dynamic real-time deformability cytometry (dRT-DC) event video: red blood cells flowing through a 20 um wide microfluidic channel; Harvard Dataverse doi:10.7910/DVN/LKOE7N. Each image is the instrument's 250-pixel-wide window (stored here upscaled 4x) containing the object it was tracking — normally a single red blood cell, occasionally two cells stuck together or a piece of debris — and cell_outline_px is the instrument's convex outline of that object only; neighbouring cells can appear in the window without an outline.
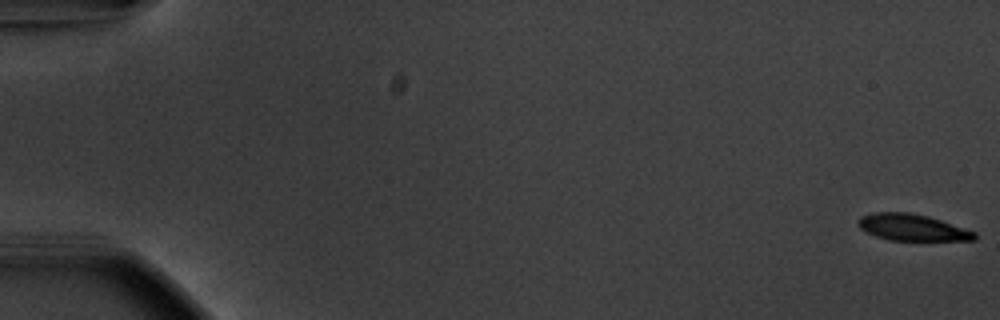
{"species": "common noctule bat (a hibernating species)", "species_latin": "Nyctalus noctula", "temperature_condition": "warm", "stored_images_in_passage": 56, "camera_frame_rate_fps": 3000, "um_per_image_px": 0.085, "animal": {"sex": "male", "body_mass_g": 20.1, "forearm_length_mm": 53.5}, "frame": {"image": 1, "passage_image": 1, "time_ms": 0.0, "image_size_px": [1000, 320], "cell_outline_px": [[976, 240], [888, 240], [876, 236], [860, 228], [856, 224], [860, 216], [872, 212], [908, 212], [928, 216], [976, 232]], "centroid_in_image_um": [77.5, 19.32], "position_along_channel_um": 7.5, "area_um2": 17.92}}
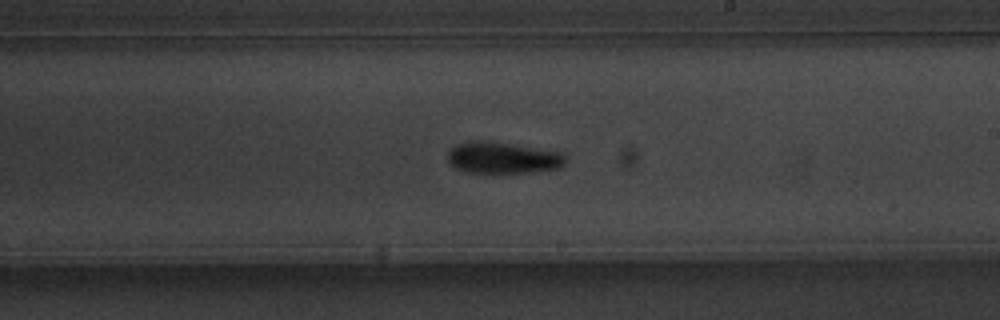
{"frame": {"image": 2, "passage_image": 34, "time_ms": 11.0, "image_size_px": [1000, 320], "cell_outline_px": [[568, 160], [560, 168], [532, 172], [468, 172], [456, 168], [448, 160], [448, 152], [452, 148], [460, 144], [476, 140], [484, 140], [512, 144], [560, 152]], "centroid_in_image_um": [42.77, 13.41], "position_along_channel_um": 246.2, "area_um2": 21.27}}
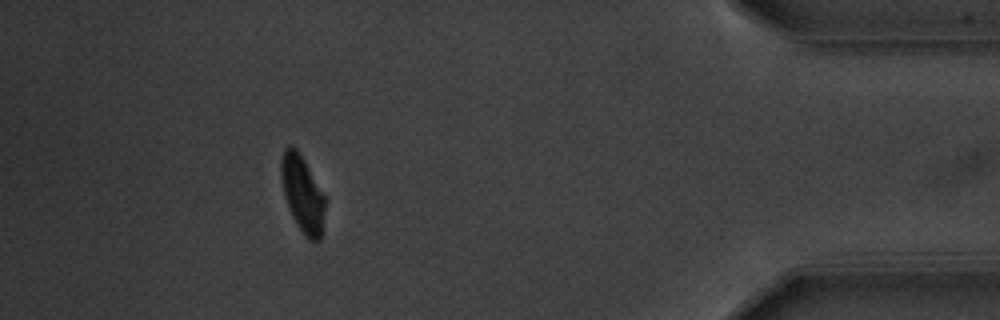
{"frame": {"image": 3, "passage_image": 51, "time_ms": 16.667, "image_size_px": [1000, 320], "cell_outline_px": [[324, 208], [320, 240], [308, 240], [304, 236], [296, 224], [292, 216], [284, 196], [280, 176], [280, 160], [284, 148], [288, 144], [292, 144], [296, 148], [304, 160], [324, 196]], "centroid_in_image_um": [25.66, 16.44], "position_along_channel_um": 409.5, "area_um2": 19.42}, "authors_computed_cell_mechanics": {"area_um2": 20.2589, "velocity_mm_per_s": 3.7022, "shape_relaxation_time_tau1_ms": 2.7833, "shape_relaxation_time_tau2_ms": 10.3545, "deformation_change_tau1": 0.1297, "deformation_change_tau2": 0.1749}}